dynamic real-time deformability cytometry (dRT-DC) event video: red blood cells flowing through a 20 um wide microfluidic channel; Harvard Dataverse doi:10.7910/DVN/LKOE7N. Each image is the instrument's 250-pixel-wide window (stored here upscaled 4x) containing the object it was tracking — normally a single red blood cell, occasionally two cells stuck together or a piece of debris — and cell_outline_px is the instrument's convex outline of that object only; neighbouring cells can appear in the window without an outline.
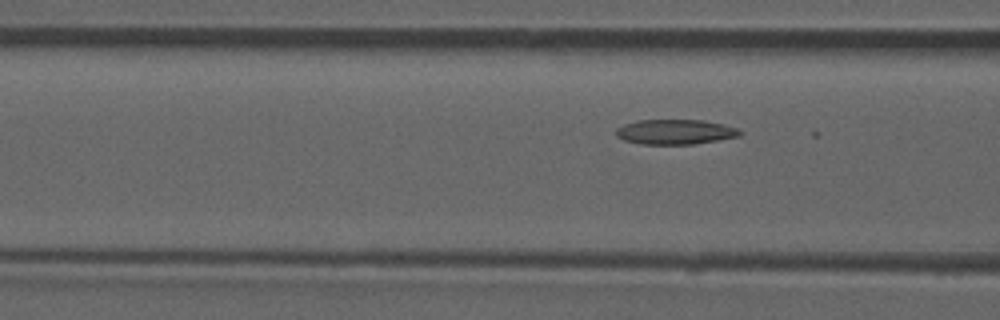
{"species": "common noctule bat (a hibernating species)", "species_latin": "Nyctalus noctula", "temperature_condition": "room temperature", "stored_images_in_passage": 6, "camera_frame_rate_fps": 3000, "um_per_image_px": 0.085, "animal": {"sex": "male", "forearm_length_mm": 52.5}, "frame": {"image": 1, "passage_image": 4, "time_ms": 4.333, "image_size_px": [1000, 320], "cell_outline_px": [[744, 132], [740, 136], [692, 144], [640, 144], [624, 140], [616, 136], [616, 128], [624, 124], [640, 120], [704, 120], [724, 124], [736, 128]], "centroid_in_image_um": [57.4, 11.2], "position_along_channel_um": 109.2, "area_um2": 17.98}}